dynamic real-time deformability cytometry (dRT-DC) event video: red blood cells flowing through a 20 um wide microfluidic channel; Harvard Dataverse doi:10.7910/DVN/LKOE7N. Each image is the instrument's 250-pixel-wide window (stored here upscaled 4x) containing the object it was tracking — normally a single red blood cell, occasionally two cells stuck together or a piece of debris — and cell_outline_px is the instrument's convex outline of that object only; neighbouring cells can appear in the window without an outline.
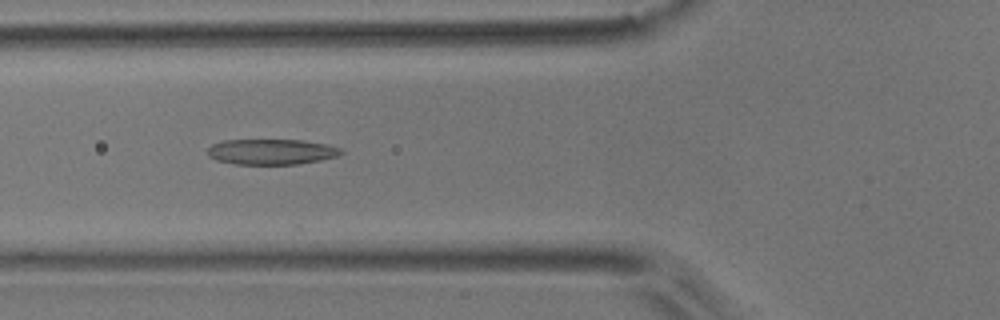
{"species": "common noctule bat (a hibernating species)", "species_latin": "Nyctalus noctula", "temperature_condition": "room temperature", "stored_images_in_passage": 6, "camera_frame_rate_fps": 3000, "um_per_image_px": 0.085, "animal": {"sex": "male", "body_mass_g": 17.9}, "frame": {"image": 1, "passage_image": 3, "time_ms": 0.667, "image_size_px": [1000, 320], "cell_outline_px": [[344, 152], [340, 156], [320, 160], [296, 164], [236, 164], [216, 160], [208, 156], [208, 148], [212, 144], [224, 140], [300, 140], [328, 144], [340, 148]], "centroid_in_image_um": [23.09, 12.9], "position_along_channel_um": 102.7, "area_um2": 19.88}}
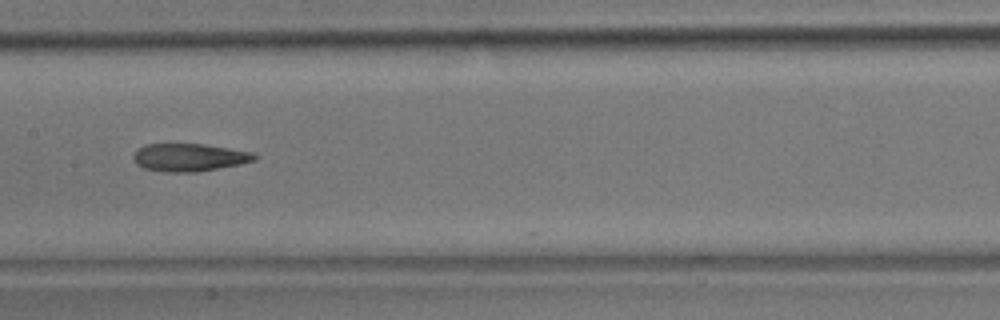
{"frame": {"image": 2, "passage_image": 5, "time_ms": 1.333, "image_size_px": [1000, 320], "cell_outline_px": [[260, 156], [256, 160], [240, 164], [196, 172], [168, 172], [144, 168], [136, 164], [132, 156], [144, 144], [204, 144], [252, 152]], "centroid_in_image_um": [16.11, 13.38], "position_along_channel_um": 191.3, "area_um2": 19.54}}
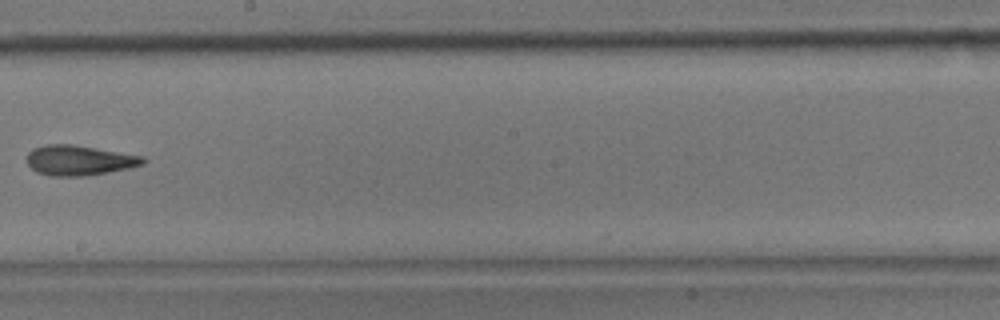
{"frame": {"image": 3, "passage_image": 6, "time_ms": 1.667, "image_size_px": [1000, 320], "cell_outline_px": [[148, 160], [144, 164], [128, 168], [108, 172], [84, 176], [48, 176], [36, 172], [28, 164], [28, 152], [32, 148], [48, 144], [72, 144], [144, 156]], "centroid_in_image_um": [6.74, 13.63], "position_along_channel_um": 241.5, "area_um2": 20.4}}